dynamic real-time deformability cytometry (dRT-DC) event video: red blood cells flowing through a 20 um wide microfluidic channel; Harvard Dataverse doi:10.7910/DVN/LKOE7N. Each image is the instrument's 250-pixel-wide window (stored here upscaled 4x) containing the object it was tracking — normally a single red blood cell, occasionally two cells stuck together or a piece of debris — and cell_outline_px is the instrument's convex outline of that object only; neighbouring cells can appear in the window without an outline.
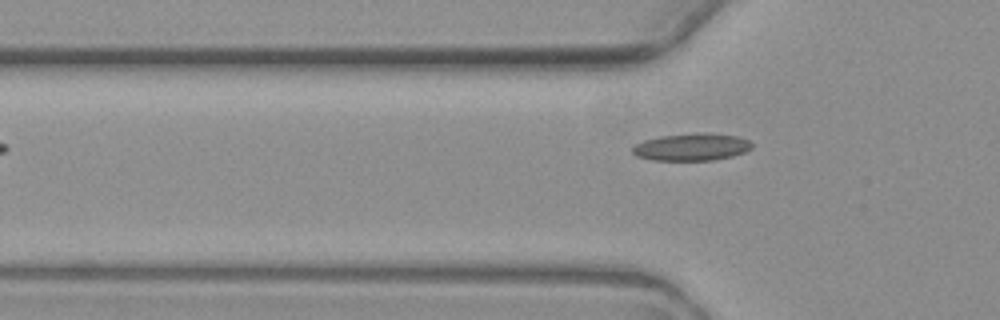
{"species": "common noctule bat (a hibernating species)", "species_latin": "Nyctalus noctula", "temperature_condition": "warm", "stored_images_in_passage": 4, "camera_frame_rate_fps": 3000, "um_per_image_px": 0.085, "animal": {"sex": "female", "body_mass_g": 19.3, "forearm_length_mm": 54.1}, "frame": {"image": 1, "passage_image": 4, "time_ms": 4.333, "image_size_px": [1000, 320], "cell_outline_px": [[752, 148], [744, 152], [732, 156], [712, 160], [652, 160], [636, 156], [632, 152], [632, 148], [636, 144], [644, 140], [660, 136], [700, 132], [736, 136], [748, 140], [752, 144]], "centroid_in_image_um": [58.77, 12.49], "position_along_channel_um": 67.0, "area_um2": 18.9}}